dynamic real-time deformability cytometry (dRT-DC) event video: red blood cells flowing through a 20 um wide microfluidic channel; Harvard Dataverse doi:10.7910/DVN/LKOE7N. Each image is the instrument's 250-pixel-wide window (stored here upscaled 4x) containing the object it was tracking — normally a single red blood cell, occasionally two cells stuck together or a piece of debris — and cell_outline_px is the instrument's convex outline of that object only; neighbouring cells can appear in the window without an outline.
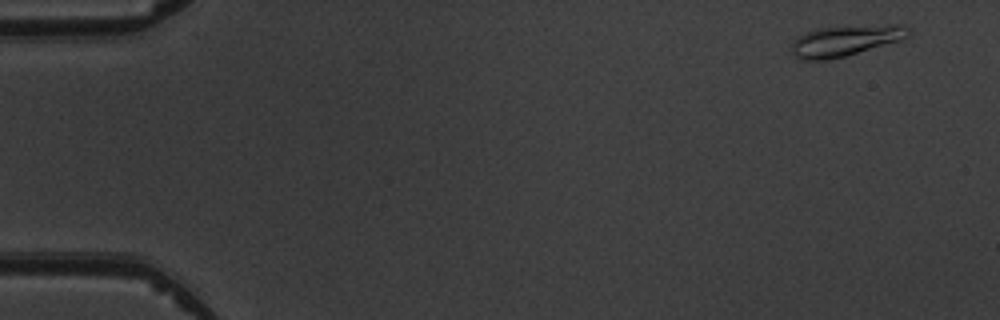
{"species": "common noctule bat (a hibernating species)", "species_latin": "Nyctalus noctula", "temperature_condition": "warm", "stored_images_in_passage": 8, "camera_frame_rate_fps": 3000, "um_per_image_px": 0.085, "animal": {"sex": "male", "body_mass_g": 19.5, "forearm_length_mm": 54.6}, "frame": {"image": 1, "passage_image": 1, "time_ms": 0.0, "image_size_px": [1000, 320], "cell_outline_px": [[912, 32], [908, 36], [900, 40], [844, 56], [828, 60], [796, 60], [792, 52], [792, 40], [796, 36], [804, 32], [816, 28], [896, 24], [904, 24], [912, 28]], "centroid_in_image_um": [71.83, 3.44], "position_along_channel_um": 13.2, "area_um2": 21.21}}
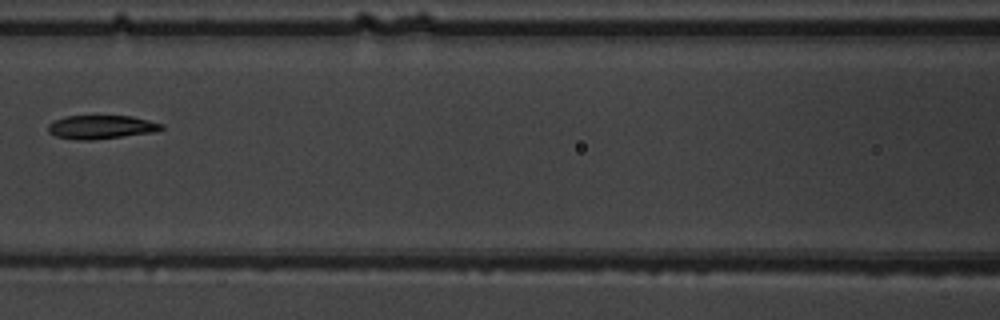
{"frame": {"image": 2, "passage_image": 7, "time_ms": 7.0, "image_size_px": [1000, 320], "cell_outline_px": [[164, 128], [152, 132], [92, 140], [76, 140], [56, 136], [48, 132], [48, 124], [64, 116], [132, 116], [164, 124]], "centroid_in_image_um": [8.58, 10.8], "position_along_channel_um": 158.0, "area_um2": 15.49}}
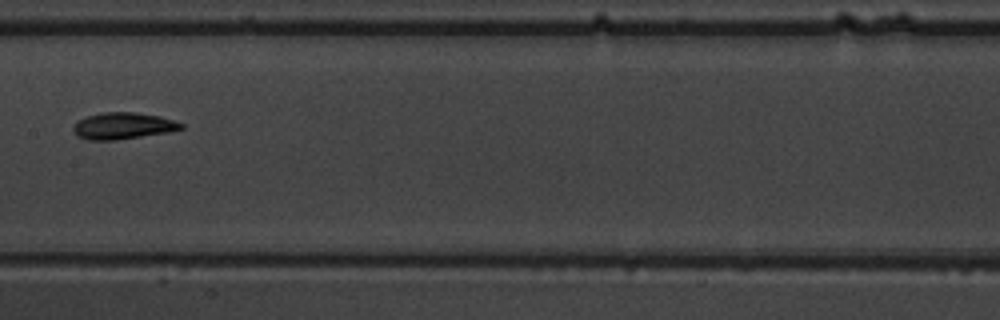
{"frame": {"image": 3, "passage_image": 8, "time_ms": 8.0, "image_size_px": [1000, 320], "cell_outline_px": [[184, 128], [168, 132], [116, 140], [88, 140], [76, 136], [72, 132], [72, 128], [76, 120], [100, 112], [132, 112], [160, 116], [184, 124]], "centroid_in_image_um": [10.39, 10.7], "position_along_channel_um": 197.0, "area_um2": 16.82}}